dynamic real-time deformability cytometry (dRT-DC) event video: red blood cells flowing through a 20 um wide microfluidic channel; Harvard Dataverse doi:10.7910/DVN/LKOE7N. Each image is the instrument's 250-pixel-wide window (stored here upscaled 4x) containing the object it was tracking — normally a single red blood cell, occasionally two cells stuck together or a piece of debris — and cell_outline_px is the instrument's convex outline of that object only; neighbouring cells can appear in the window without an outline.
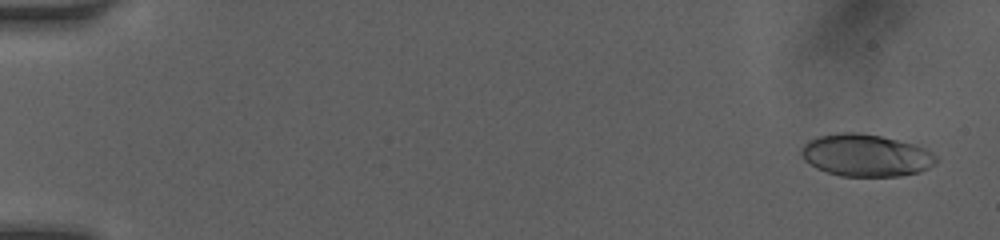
{"species": "human", "species_latin": "Homo sapiens", "temperature_condition": "room temperature", "stored_images_in_passage": 51, "camera_frame_rate_fps": 3000, "um_per_image_px": 0.085, "donor": {"sex": "female"}, "frame": {"image": 1, "passage_image": 3, "time_ms": 0.667, "image_size_px": [1000, 240], "cell_outline_px": [[940, 160], [936, 164], [920, 172], [900, 176], [840, 176], [816, 168], [808, 164], [804, 160], [800, 152], [800, 148], [808, 140], [820, 136], [836, 132], [856, 132], [880, 136], [916, 144], [932, 152]], "centroid_in_image_um": [73.6, 13.2], "position_along_channel_um": 11.4, "area_um2": 33.52}}
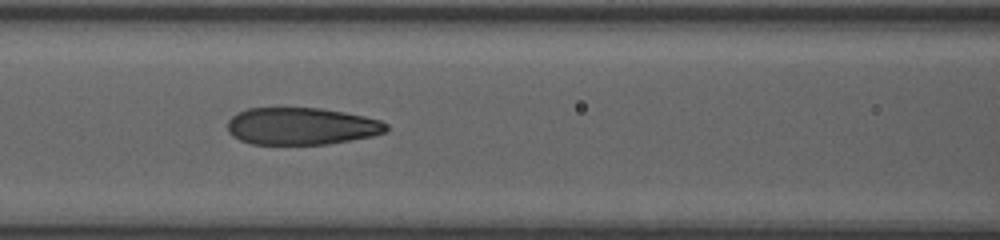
{"frame": {"image": 2, "passage_image": 24, "time_ms": 7.667, "image_size_px": [1000, 240], "cell_outline_px": [[388, 132], [372, 136], [328, 144], [252, 144], [240, 140], [232, 136], [228, 132], [228, 120], [236, 112], [248, 108], [320, 108], [344, 112], [364, 116], [380, 120], [388, 124]], "centroid_in_image_um": [25.62, 10.72], "position_along_channel_um": 141.0, "area_um2": 34.56}}
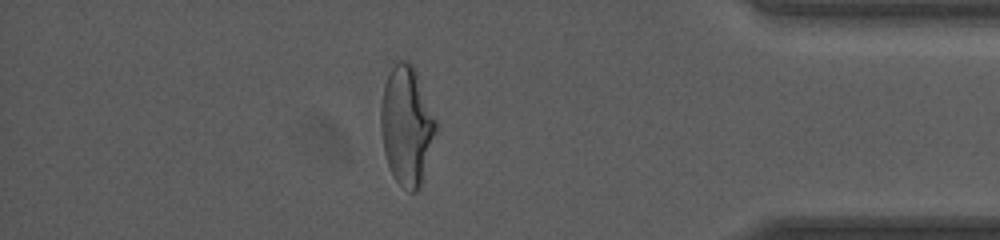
{"frame": {"image": 3, "passage_image": 45, "time_ms": 14.667, "image_size_px": [1000, 240], "cell_outline_px": [[436, 132], [420, 188], [416, 192], [408, 192], [396, 180], [388, 164], [384, 152], [380, 128], [380, 108], [384, 84], [388, 72], [396, 60], [408, 60], [412, 64], [416, 72], [436, 120]], "centroid_in_image_um": [34.54, 10.66], "position_along_channel_um": 400.7, "area_um2": 38.09}, "authors_computed_cell_mechanics": {"area_um2": 35.3158, "velocity_mm_per_s": 4.1346, "shape_relaxation_time_tau1_ms": 5.3273, "shape_relaxation_time_tau2_ms": 0.885, "deformation_change_tau1": 0.1994, "deformation_change_tau2": 0.0871}}